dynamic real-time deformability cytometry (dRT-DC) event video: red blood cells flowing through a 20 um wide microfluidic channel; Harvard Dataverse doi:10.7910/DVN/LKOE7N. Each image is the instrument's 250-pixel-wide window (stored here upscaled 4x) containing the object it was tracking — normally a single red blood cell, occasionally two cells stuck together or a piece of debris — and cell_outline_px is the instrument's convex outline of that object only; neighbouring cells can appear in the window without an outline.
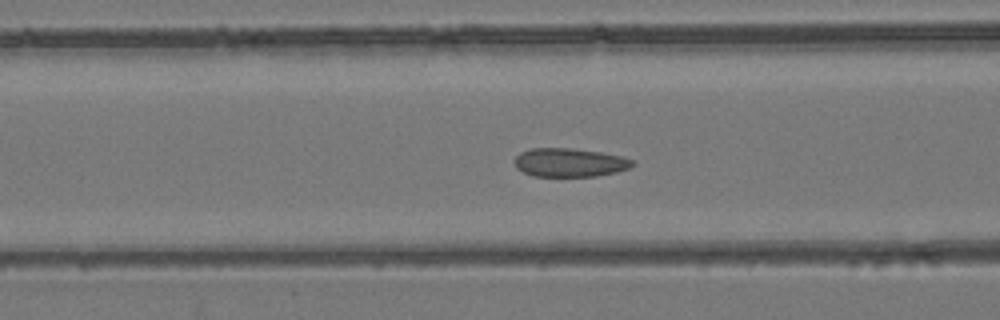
{"species": "common noctule bat (a hibernating species)", "species_latin": "Nyctalus noctula", "temperature_condition": "room temperature", "stored_images_in_passage": 54, "camera_frame_rate_fps": 3000, "um_per_image_px": 0.085, "animal": {"sex": "female", "body_mass_g": 24.6, "forearm_length_mm": 56.2}, "frame": {"image": 1, "passage_image": 22, "time_ms": 7.0, "image_size_px": [1000, 320], "cell_outline_px": [[636, 164], [628, 168], [616, 172], [596, 176], [532, 176], [516, 168], [512, 160], [520, 152], [532, 148], [572, 148], [600, 152], [624, 156], [636, 160]], "centroid_in_image_um": [48.43, 13.81], "position_along_channel_um": 118.2, "area_um2": 19.94}}
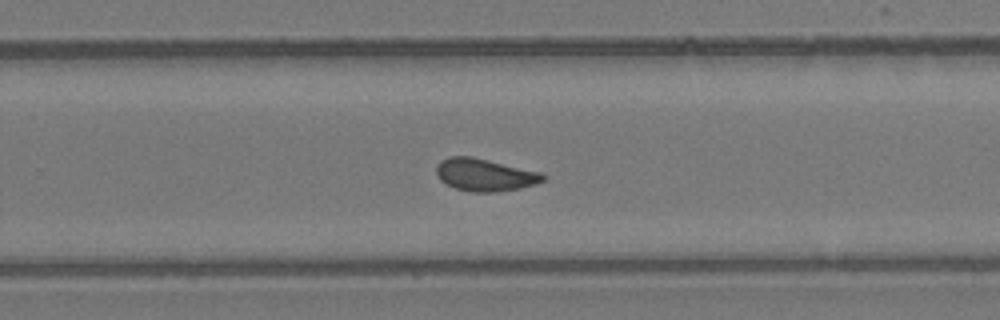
{"frame": {"image": 2, "passage_image": 35, "time_ms": 11.333, "image_size_px": [1000, 320], "cell_outline_px": [[548, 176], [544, 180], [536, 184], [520, 188], [496, 192], [472, 192], [456, 188], [444, 184], [440, 180], [436, 172], [436, 164], [440, 160], [448, 156], [472, 156], [540, 172]], "centroid_in_image_um": [41.18, 14.86], "position_along_channel_um": 288.6, "area_um2": 20.35}}
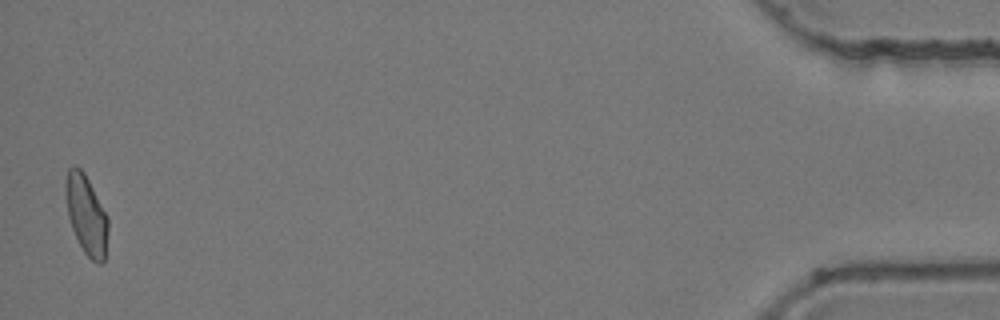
{"frame": {"image": 3, "passage_image": 53, "time_ms": 17.333, "image_size_px": [1000, 320], "cell_outline_px": [[108, 232], [104, 260], [100, 264], [96, 264], [84, 252], [72, 228], [68, 216], [64, 192], [64, 184], [68, 168], [72, 164], [76, 164], [84, 172], [108, 216]], "centroid_in_image_um": [7.32, 18.21], "position_along_channel_um": 427.9, "area_um2": 19.83}, "authors_computed_cell_mechanics": {"area_um2": 19.941, "velocity_mm_per_s": 3.941, "shape_relaxation_time_tau1_ms": null, "shape_relaxation_time_tau2_ms": 1.2959, "deformation_change_tau1": null, "deformation_change_tau2": 0.0792}}